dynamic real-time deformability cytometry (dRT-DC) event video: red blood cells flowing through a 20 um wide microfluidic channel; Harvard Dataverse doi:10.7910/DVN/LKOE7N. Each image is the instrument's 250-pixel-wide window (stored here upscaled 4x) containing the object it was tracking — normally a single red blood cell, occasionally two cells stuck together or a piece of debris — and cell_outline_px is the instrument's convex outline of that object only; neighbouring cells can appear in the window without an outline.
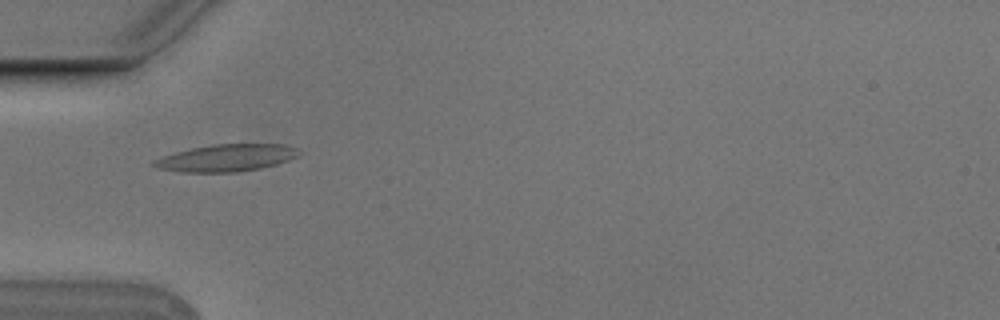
{"species": "Egyptian fruit bat (a non-hibernating species)", "species_latin": "Rousettus aegyptiacus", "temperature_condition": "cold", "stored_images_in_passage": 9, "camera_frame_rate_fps": 3000, "um_per_image_px": 0.085, "animal": {"sex": "male"}, "frame": {"image": 1, "passage_image": 3, "time_ms": 0.667, "image_size_px": [1000, 320], "cell_outline_px": [[304, 152], [300, 156], [276, 164], [260, 168], [236, 172], [184, 172], [160, 168], [152, 164], [152, 160], [176, 152], [192, 148], [212, 144], [280, 144], [296, 148]], "centroid_in_image_um": [19.3, 13.41], "position_along_channel_um": 65.7, "area_um2": 22.77}}
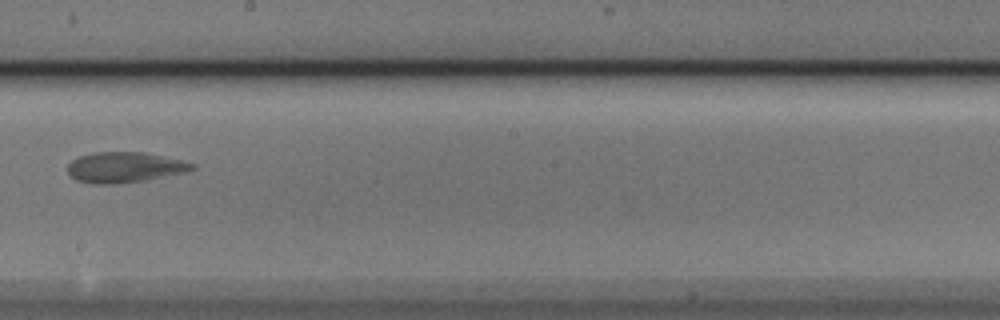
{"frame": {"image": 2, "passage_image": 7, "time_ms": 2.0, "image_size_px": [1000, 320], "cell_outline_px": [[196, 168], [180, 172], [144, 180], [108, 184], [92, 184], [76, 180], [68, 172], [68, 164], [72, 160], [80, 156], [92, 152], [144, 152], [180, 160], [196, 164]], "centroid_in_image_um": [10.53, 14.21], "position_along_channel_um": 237.7, "area_um2": 21.68}}
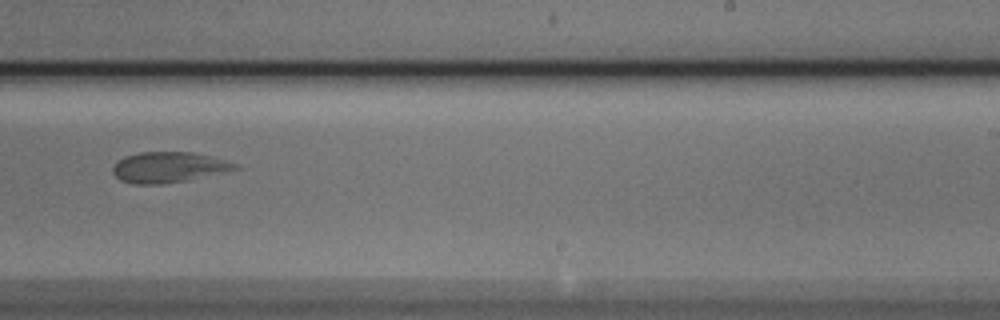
{"frame": {"image": 3, "passage_image": 8, "time_ms": 2.333, "image_size_px": [1000, 320], "cell_outline_px": [[240, 168], [184, 180], [160, 184], [132, 184], [120, 180], [112, 172], [112, 164], [124, 156], [140, 152], [192, 152], [212, 156], [228, 160], [240, 164]], "centroid_in_image_um": [14.3, 14.2], "position_along_channel_um": 274.7, "area_um2": 21.79}}